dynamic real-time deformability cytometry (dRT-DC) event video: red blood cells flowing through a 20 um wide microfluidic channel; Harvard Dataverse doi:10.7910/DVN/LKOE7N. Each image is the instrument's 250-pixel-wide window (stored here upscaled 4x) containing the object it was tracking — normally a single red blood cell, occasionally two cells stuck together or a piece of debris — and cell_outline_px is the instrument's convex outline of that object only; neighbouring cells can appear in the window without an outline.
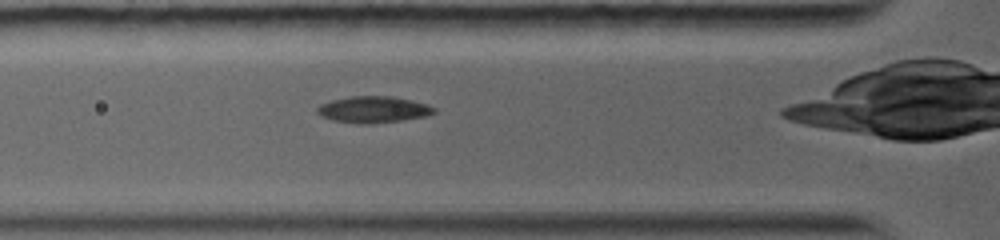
{"species": "common noctule bat (a hibernating species)", "species_latin": "Nyctalus noctula", "temperature_condition": "warm", "stored_images_in_passage": 3, "camera_frame_rate_fps": 5000, "um_per_image_px": 0.085, "animal": {"sex": "female", "body_mass_g": 19.0, "forearm_length_mm": 56.7}, "frame": {"image": 1, "passage_image": 3, "time_ms": 1.6, "image_size_px": [1000, 240], "cell_outline_px": [[436, 112], [424, 116], [396, 120], [336, 120], [324, 116], [316, 108], [332, 100], [352, 96], [388, 96], [408, 100], [424, 104], [436, 108]], "centroid_in_image_um": [31.79, 9.24], "position_along_channel_um": 94.0, "area_um2": 16.18}}